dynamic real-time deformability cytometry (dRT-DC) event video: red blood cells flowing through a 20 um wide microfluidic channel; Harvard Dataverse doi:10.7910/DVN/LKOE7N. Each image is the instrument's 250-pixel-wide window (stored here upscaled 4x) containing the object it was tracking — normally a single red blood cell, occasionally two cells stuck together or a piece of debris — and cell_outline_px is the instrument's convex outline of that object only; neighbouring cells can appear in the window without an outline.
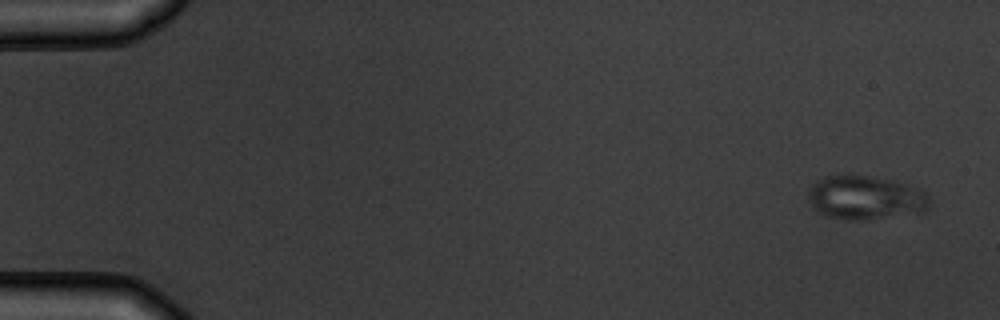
{"species": "common noctule bat (a hibernating species)", "species_latin": "Nyctalus noctula", "temperature_condition": "warm", "stored_images_in_passage": 5, "camera_frame_rate_fps": 3000, "um_per_image_px": 0.085, "animal": {"sex": "male", "body_mass_g": 19.5, "forearm_length_mm": 54.6}, "frame": {"image": 1, "passage_image": 1, "time_ms": 0.0, "image_size_px": [1000, 320], "cell_outline_px": [[928, 208], [924, 212], [864, 220], [848, 220], [824, 216], [812, 208], [808, 196], [808, 188], [812, 184], [824, 176], [848, 172], [872, 176], [892, 180], [924, 192], [928, 196]], "centroid_in_image_um": [73.47, 16.78], "position_along_channel_um": 11.5, "area_um2": 31.5}}